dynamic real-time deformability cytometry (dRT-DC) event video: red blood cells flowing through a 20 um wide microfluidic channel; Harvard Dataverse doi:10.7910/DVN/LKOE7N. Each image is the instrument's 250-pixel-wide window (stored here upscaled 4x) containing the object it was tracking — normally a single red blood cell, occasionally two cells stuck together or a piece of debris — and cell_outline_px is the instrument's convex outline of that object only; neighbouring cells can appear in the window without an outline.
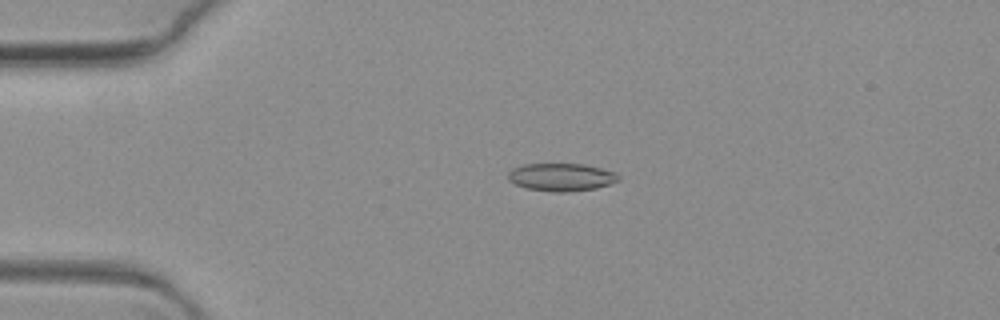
{"species": "common noctule bat (a hibernating species)", "species_latin": "Nyctalus noctula", "temperature_condition": "warm", "stored_images_in_passage": 6, "camera_frame_rate_fps": 3000, "um_per_image_px": 0.085, "animal": {"sex": "female", "body_mass_g": 19.3, "forearm_length_mm": 54.1}, "frame": {"image": 1, "passage_image": 4, "time_ms": 1.0, "image_size_px": [1000, 320], "cell_outline_px": [[620, 180], [596, 188], [568, 192], [552, 192], [528, 188], [516, 184], [508, 180], [508, 172], [512, 168], [524, 164], [580, 164], [600, 168], [616, 172], [620, 176]], "centroid_in_image_um": [47.71, 15.05], "position_along_channel_um": 37.3, "area_um2": 17.8}}
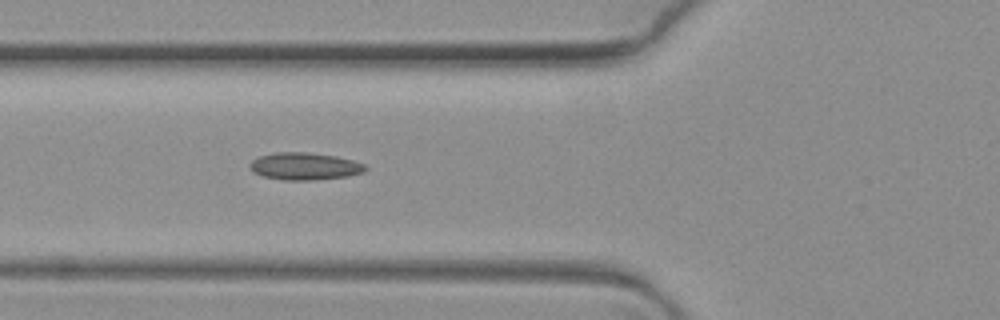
{"frame": {"image": 2, "passage_image": 6, "time_ms": 1.667, "image_size_px": [1000, 320], "cell_outline_px": [[368, 168], [364, 172], [348, 176], [312, 180], [284, 180], [264, 176], [252, 172], [248, 164], [252, 160], [260, 156], [276, 152], [308, 152], [336, 156], [352, 160], [364, 164]], "centroid_in_image_um": [25.89, 14.13], "position_along_channel_um": 99.9, "area_um2": 18.38}}